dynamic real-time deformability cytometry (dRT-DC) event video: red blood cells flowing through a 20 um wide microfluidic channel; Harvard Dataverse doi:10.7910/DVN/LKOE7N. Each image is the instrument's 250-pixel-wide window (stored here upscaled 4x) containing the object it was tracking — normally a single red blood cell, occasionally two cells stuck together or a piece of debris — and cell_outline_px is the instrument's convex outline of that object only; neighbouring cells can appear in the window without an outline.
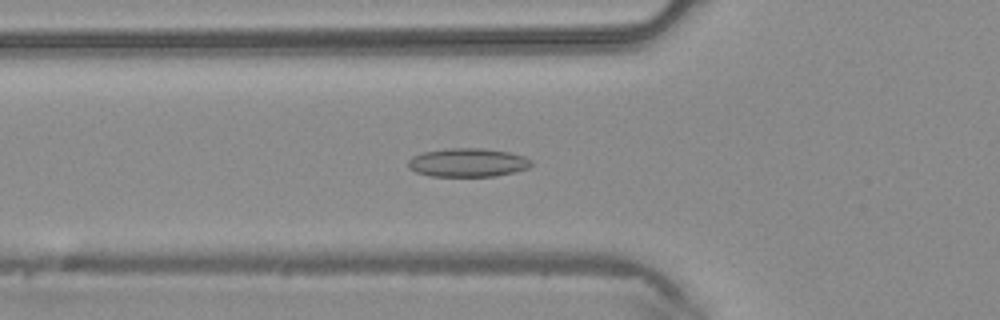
{"species": "common noctule bat (a hibernating species)", "species_latin": "Nyctalus noctula", "temperature_condition": "warm", "stored_images_in_passage": 35, "camera_frame_rate_fps": 3000, "um_per_image_px": 0.085, "animal": {"sex": "male", "body_mass_g": 20.4}, "frame": {"image": 1, "passage_image": 12, "time_ms": 3.667, "image_size_px": [1000, 320], "cell_outline_px": [[532, 164], [528, 168], [516, 172], [496, 176], [428, 176], [416, 172], [408, 168], [408, 160], [412, 156], [424, 152], [448, 148], [484, 148], [508, 152], [524, 156], [532, 160]], "centroid_in_image_um": [39.76, 13.82], "position_along_channel_um": 86.0, "area_um2": 20.69}}
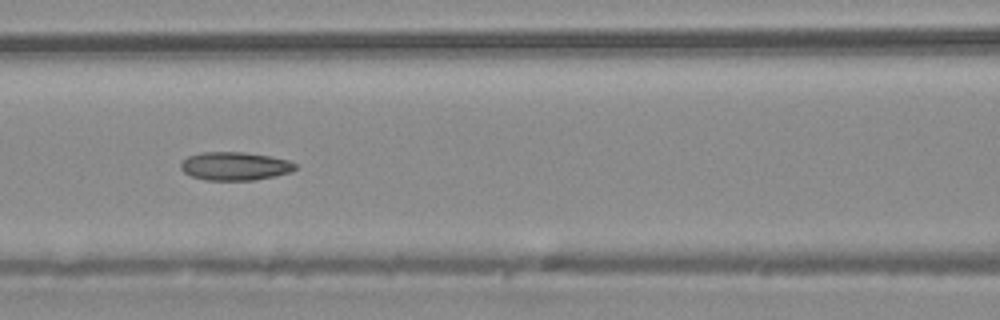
{"frame": {"image": 2, "passage_image": 16, "time_ms": 5.0, "image_size_px": [1000, 320], "cell_outline_px": [[296, 168], [292, 172], [276, 176], [256, 180], [204, 180], [192, 176], [184, 172], [180, 168], [180, 164], [188, 156], [204, 152], [244, 152], [268, 156], [288, 160], [296, 164]], "centroid_in_image_um": [19.98, 14.13], "position_along_channel_um": 146.6, "area_um2": 18.9}}
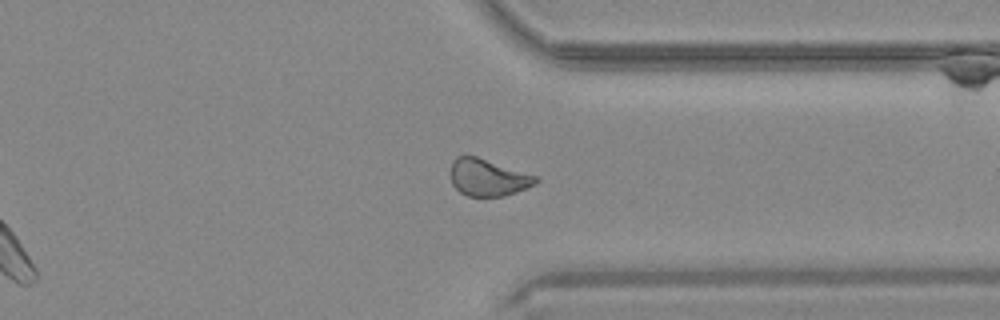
{"frame": {"image": 3, "passage_image": 31, "time_ms": 10.0, "image_size_px": [1000, 320], "cell_outline_px": [[540, 180], [536, 184], [516, 192], [504, 196], [468, 196], [460, 192], [452, 184], [452, 160], [456, 156], [476, 156], [536, 176]], "centroid_in_image_um": [41.48, 15.09], "position_along_channel_um": 369.9, "area_um2": 18.09}}